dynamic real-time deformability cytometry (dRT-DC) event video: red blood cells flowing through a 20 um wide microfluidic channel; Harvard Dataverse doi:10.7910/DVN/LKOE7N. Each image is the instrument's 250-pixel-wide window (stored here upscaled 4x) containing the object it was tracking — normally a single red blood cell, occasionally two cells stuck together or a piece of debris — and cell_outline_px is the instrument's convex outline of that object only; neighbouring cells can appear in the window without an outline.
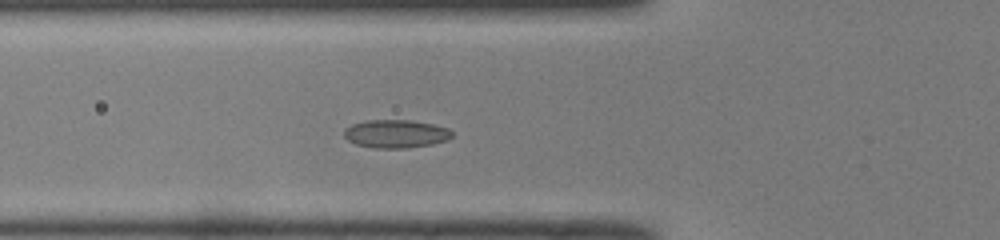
{"species": "common noctule bat (a hibernating species)", "species_latin": "Nyctalus noctula", "temperature_condition": "room temperature", "stored_images_in_passage": 45, "camera_frame_rate_fps": 3000, "um_per_image_px": 0.085, "animal": {"sex": "male", "body_mass_g": 19.0, "forearm_length_mm": 50.8}, "frame": {"image": 1, "passage_image": 12, "time_ms": 3.667, "image_size_px": [1000, 240], "cell_outline_px": [[452, 136], [448, 140], [432, 144], [408, 148], [372, 148], [356, 144], [348, 140], [344, 136], [344, 128], [352, 124], [368, 120], [408, 120], [432, 124], [448, 128], [452, 132]], "centroid_in_image_um": [33.63, 11.38], "position_along_channel_um": 92.2, "area_um2": 17.74}}
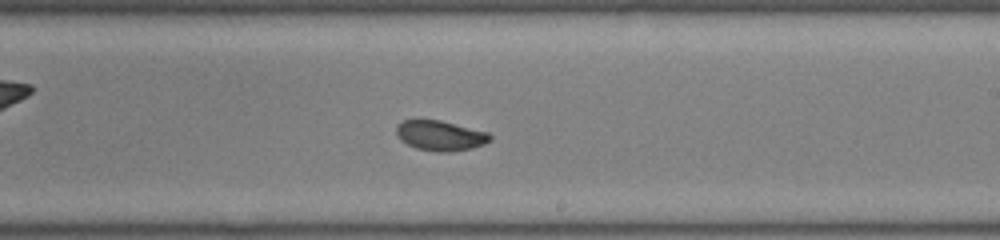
{"frame": {"image": 2, "passage_image": 24, "time_ms": 7.667, "image_size_px": [1000, 240], "cell_outline_px": [[492, 140], [484, 144], [472, 148], [448, 152], [440, 152], [416, 148], [400, 140], [396, 136], [396, 124], [404, 120], [440, 120], [488, 132], [492, 136]], "centroid_in_image_um": [37.42, 11.52], "position_along_channel_um": 251.6, "area_um2": 16.47}}
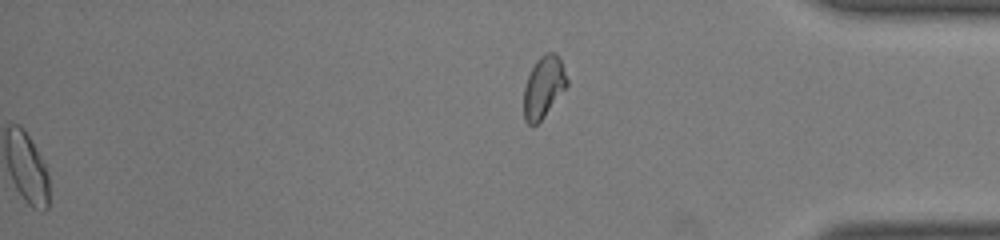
{"frame": {"image": 3, "passage_image": 45, "time_ms": 14.667, "image_size_px": [1000, 240], "cell_outline_px": [[568, 84], [544, 116], [532, 128], [524, 120], [524, 88], [528, 76], [536, 60], [544, 52], [556, 52], [560, 60], [568, 80]], "centroid_in_image_um": [46.19, 7.39], "position_along_channel_um": 389.0, "area_um2": 15.37}, "authors_computed_cell_mechanics": {"area_um2": 16.9354, "velocity_mm_per_s": 4.0017, "shape_relaxation_time_tau1_ms": null, "shape_relaxation_time_tau2_ms": 0.6537, "deformation_change_tau1": null, "deformation_change_tau2": 0.0376}}